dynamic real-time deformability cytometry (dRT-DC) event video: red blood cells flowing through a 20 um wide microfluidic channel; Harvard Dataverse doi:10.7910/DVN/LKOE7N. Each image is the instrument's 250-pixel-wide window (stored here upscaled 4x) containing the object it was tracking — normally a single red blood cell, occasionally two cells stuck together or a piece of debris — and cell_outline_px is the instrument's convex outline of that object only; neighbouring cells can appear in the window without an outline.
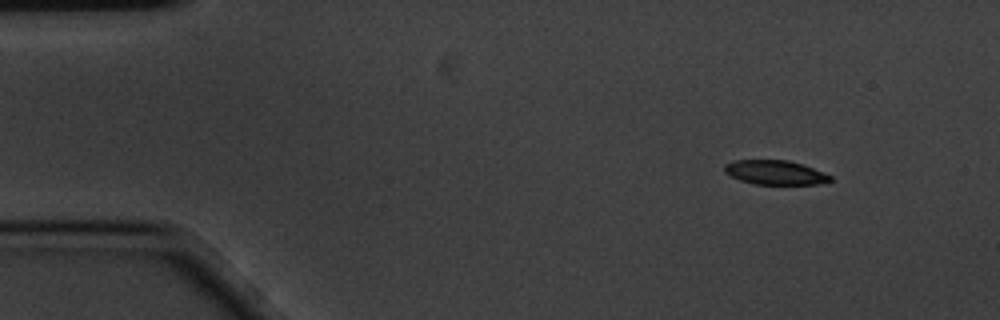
{"species": "common noctule bat (a hibernating species)", "species_latin": "Nyctalus noctula", "temperature_condition": "cold", "stored_images_in_passage": 4, "camera_frame_rate_fps": 3000, "um_per_image_px": 0.085, "animal": {"sex": "male", "body_mass_g": 20.1, "forearm_length_mm": 53.5}, "frame": {"image": 1, "passage_image": 1, "time_ms": 0.0, "image_size_px": [1000, 320], "cell_outline_px": [[832, 180], [820, 184], [756, 184], [740, 180], [724, 172], [724, 164], [736, 160], [788, 160], [804, 164], [832, 176]], "centroid_in_image_um": [65.9, 14.65], "position_along_channel_um": 19.1, "area_um2": 14.97}}
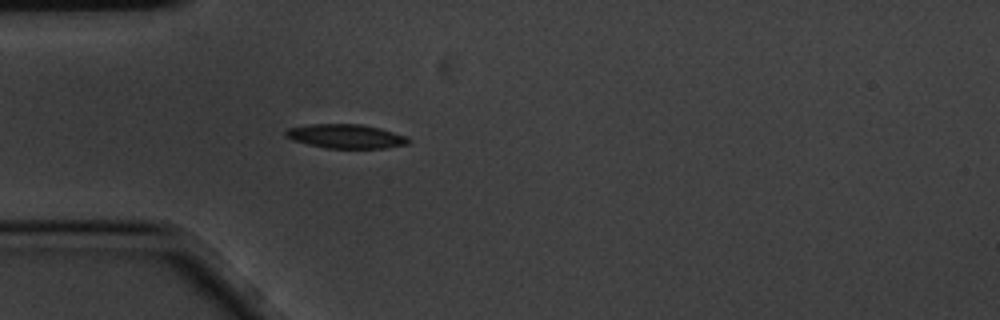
{"frame": {"image": 2, "passage_image": 4, "time_ms": 1.0, "image_size_px": [1000, 320], "cell_outline_px": [[412, 140], [408, 144], [384, 148], [324, 148], [292, 140], [284, 136], [284, 132], [288, 128], [308, 124], [360, 124], [380, 128], [404, 136]], "centroid_in_image_um": [29.35, 11.58], "position_along_channel_um": 55.6, "area_um2": 17.22}}